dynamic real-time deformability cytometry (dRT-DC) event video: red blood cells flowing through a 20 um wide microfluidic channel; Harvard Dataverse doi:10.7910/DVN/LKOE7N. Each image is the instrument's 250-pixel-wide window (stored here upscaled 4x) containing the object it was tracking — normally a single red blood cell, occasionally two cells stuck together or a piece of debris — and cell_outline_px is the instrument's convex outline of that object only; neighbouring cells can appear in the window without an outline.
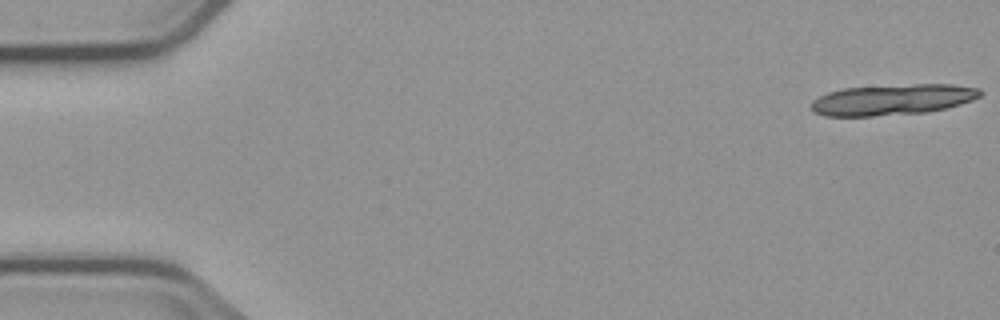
{"species": "common noctule bat (a hibernating species)", "species_latin": "Nyctalus noctula", "temperature_condition": "cold", "stored_images_in_passage": 6, "camera_frame_rate_fps": 3000, "um_per_image_px": 0.085, "animal": {"sex": "male", "body_mass_g": 23.1, "forearm_length_mm": 52.7}, "frame": {"image": 1, "passage_image": 6, "time_ms": 7.333, "image_size_px": [1000, 320], "cell_outline_px": [[984, 92], [980, 96], [972, 100], [960, 104], [944, 108], [924, 112], [872, 116], [824, 116], [812, 112], [812, 100], [828, 92], [844, 88], [916, 84], [952, 84], [980, 88]], "centroid_in_image_um": [75.87, 8.46], "position_along_channel_um": 9.1, "area_um2": 30.23}}